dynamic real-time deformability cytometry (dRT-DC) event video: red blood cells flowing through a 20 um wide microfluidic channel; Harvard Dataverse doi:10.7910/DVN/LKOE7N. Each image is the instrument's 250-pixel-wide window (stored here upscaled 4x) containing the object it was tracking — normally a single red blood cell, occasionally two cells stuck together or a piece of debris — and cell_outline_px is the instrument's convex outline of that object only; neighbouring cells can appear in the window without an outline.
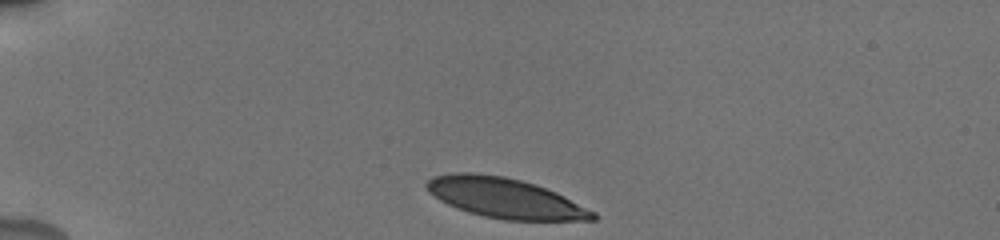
{"species": "human", "species_latin": "Homo sapiens", "temperature_condition": "cold", "stored_images_in_passage": 36, "camera_frame_rate_fps": 3000, "um_per_image_px": 0.085, "donor": {"sex": "male"}, "frame": {"image": 1, "passage_image": 1, "time_ms": 0.0, "image_size_px": [1000, 240], "cell_outline_px": [[596, 220], [504, 220], [484, 216], [468, 212], [456, 208], [440, 200], [428, 192], [424, 184], [432, 176], [456, 172], [476, 172], [504, 176], [536, 184], [556, 192], [596, 212]], "centroid_in_image_um": [42.9, 16.82], "position_along_channel_um": 42.1, "area_um2": 38.9}}
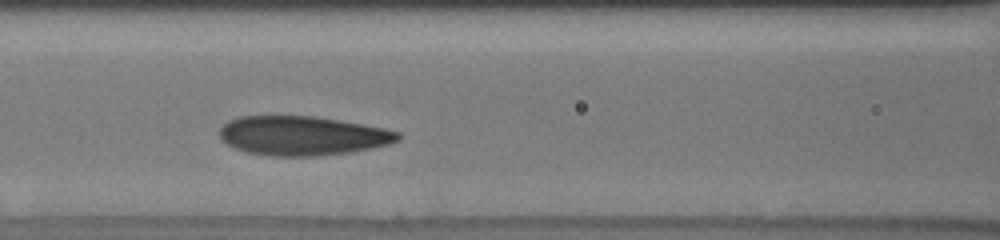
{"frame": {"image": 2, "passage_image": 13, "time_ms": 4.0, "image_size_px": [1000, 240], "cell_outline_px": [[400, 140], [388, 144], [372, 148], [348, 152], [316, 156], [272, 156], [248, 152], [236, 148], [220, 140], [220, 128], [228, 120], [240, 116], [316, 116], [384, 128], [400, 132]], "centroid_in_image_um": [25.7, 11.53], "position_along_channel_um": 140.9, "area_um2": 40.69}}
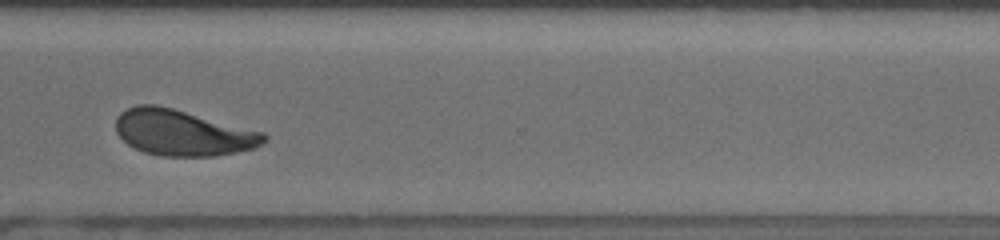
{"frame": {"image": 3, "passage_image": 30, "time_ms": 9.667, "image_size_px": [1000, 240], "cell_outline_px": [[268, 140], [256, 148], [216, 156], [160, 156], [144, 152], [128, 144], [116, 132], [116, 116], [120, 112], [136, 104], [156, 104], [172, 108], [264, 132], [268, 136]], "centroid_in_image_um": [15.54, 11.28], "position_along_channel_um": 355.1, "area_um2": 39.71}, "authors_computed_cell_mechanics": {"area_um2": 40.8068, "velocity_mm_per_s": 3.7807, "shape_relaxation_time_tau1_ms": 3.1267, "shape_relaxation_time_tau2_ms": 1.0291, "deformation_change_tau1": 0.1431, "deformation_change_tau2": 0.0593}}